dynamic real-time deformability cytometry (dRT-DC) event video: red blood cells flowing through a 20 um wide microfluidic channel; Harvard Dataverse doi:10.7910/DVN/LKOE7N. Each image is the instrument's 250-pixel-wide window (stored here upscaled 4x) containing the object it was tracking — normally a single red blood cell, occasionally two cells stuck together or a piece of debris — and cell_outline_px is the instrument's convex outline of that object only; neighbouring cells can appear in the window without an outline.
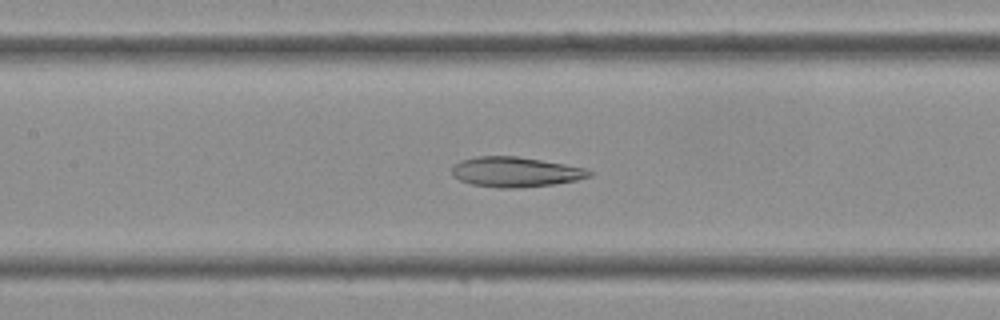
{"species": "Egyptian fruit bat (a non-hibernating species)", "species_latin": "Rousettus aegyptiacus", "temperature_condition": "cold", "stored_images_in_passage": 40, "camera_frame_rate_fps": 3000, "um_per_image_px": 0.085, "frame": {"image": 1, "passage_image": 18, "time_ms": 5.667, "image_size_px": [1000, 320], "cell_outline_px": [[596, 172], [592, 176], [576, 180], [552, 184], [512, 188], [500, 188], [472, 184], [460, 180], [452, 176], [452, 164], [460, 160], [476, 156], [516, 156], [564, 164], [584, 168]], "centroid_in_image_um": [43.79, 14.61], "position_along_channel_um": 163.6, "area_um2": 23.99}}
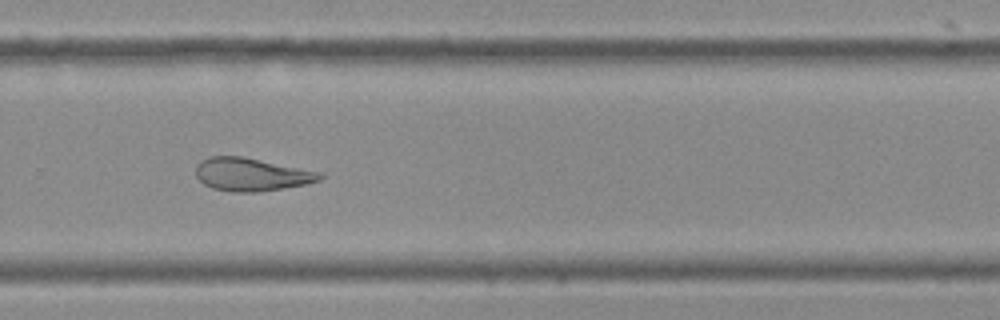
{"frame": {"image": 2, "passage_image": 27, "time_ms": 8.667, "image_size_px": [1000, 320], "cell_outline_px": [[324, 176], [320, 180], [304, 184], [260, 192], [236, 192], [212, 188], [204, 184], [196, 176], [196, 164], [200, 160], [208, 156], [244, 156], [320, 172]], "centroid_in_image_um": [21.33, 14.81], "position_along_channel_um": 308.5, "area_um2": 23.87}}
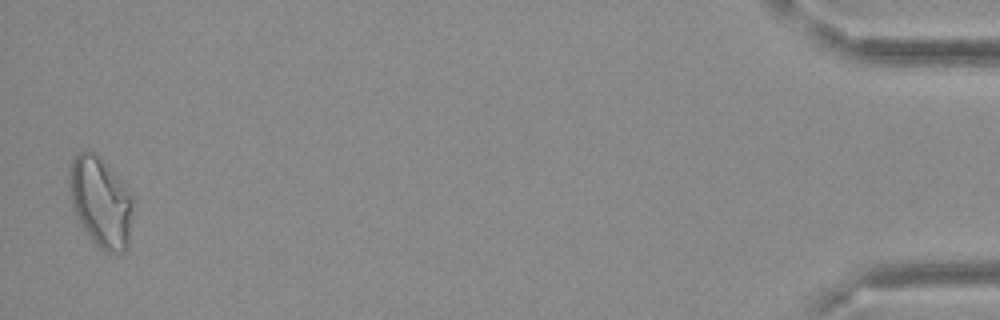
{"frame": {"image": 3, "passage_image": 40, "time_ms": 13.0, "image_size_px": [1000, 320], "cell_outline_px": [[136, 208], [128, 248], [124, 252], [108, 252], [100, 248], [88, 236], [80, 224], [72, 208], [68, 188], [68, 172], [72, 156], [80, 152], [96, 152], [100, 156], [132, 192], [136, 200]], "centroid_in_image_um": [8.6, 17.17], "position_along_channel_um": 426.6, "area_um2": 34.91}}